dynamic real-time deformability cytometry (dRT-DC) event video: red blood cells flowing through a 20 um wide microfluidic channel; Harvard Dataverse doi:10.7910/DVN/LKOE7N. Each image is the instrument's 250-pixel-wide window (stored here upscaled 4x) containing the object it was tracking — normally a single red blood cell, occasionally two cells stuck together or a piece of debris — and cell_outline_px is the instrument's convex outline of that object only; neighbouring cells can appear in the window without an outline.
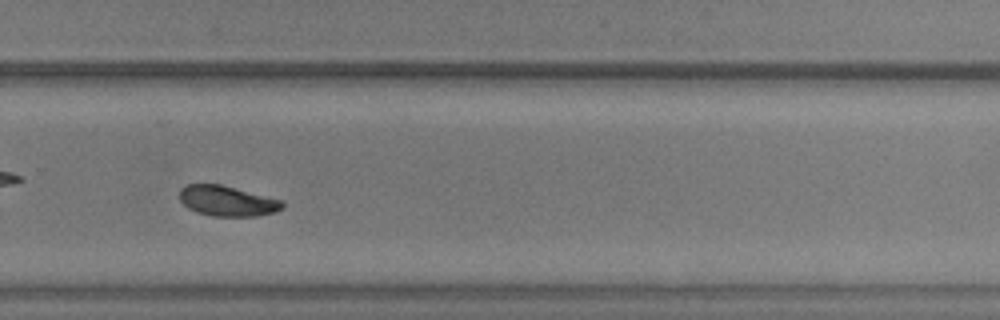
{"species": "common noctule bat (a hibernating species)", "species_latin": "Nyctalus noctula", "temperature_condition": "warm", "stored_images_in_passage": 47, "camera_frame_rate_fps": 3000, "um_per_image_px": 0.085, "animal": {"sex": "male", "body_mass_g": 20.5, "forearm_length_mm": 52.5}, "frame": {"image": 1, "passage_image": 30, "time_ms": 9.667, "image_size_px": [1000, 320], "cell_outline_px": [[284, 208], [272, 212], [256, 216], [212, 216], [196, 212], [188, 208], [180, 200], [180, 188], [188, 184], [220, 184], [280, 200], [284, 204]], "centroid_in_image_um": [19.27, 17.08], "position_along_channel_um": 310.5, "area_um2": 17.92}, "authors_computed_cell_mechanics": {"area_um2": 18.6694, "velocity_mm_per_s": 3.893, "shape_relaxation_time_tau1_ms": 3.4421, "shape_relaxation_time_tau2_ms": 5.8118, "deformation_change_tau1": 0.1156, "deformation_change_tau2": 0.0927}}